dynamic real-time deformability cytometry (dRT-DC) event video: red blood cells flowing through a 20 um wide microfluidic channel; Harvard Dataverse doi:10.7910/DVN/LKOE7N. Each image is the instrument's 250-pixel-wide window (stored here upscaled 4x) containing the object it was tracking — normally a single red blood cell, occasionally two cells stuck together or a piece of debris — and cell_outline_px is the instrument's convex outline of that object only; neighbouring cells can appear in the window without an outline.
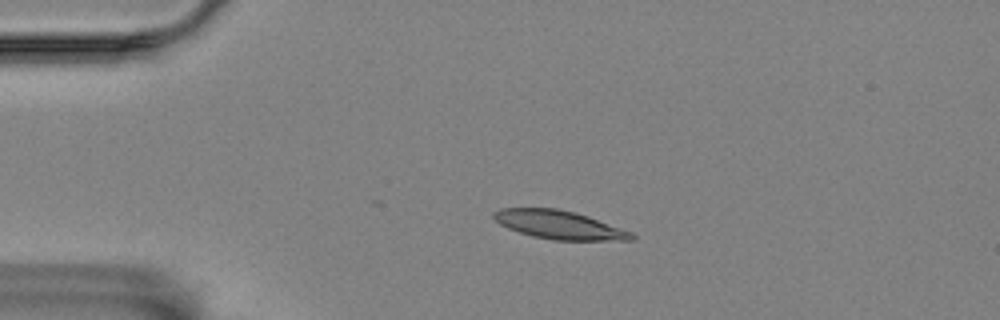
{"species": "Egyptian fruit bat (a non-hibernating species)", "species_latin": "Rousettus aegyptiacus", "temperature_condition": "room temperature", "stored_images_in_passage": 2, "camera_frame_rate_fps": 3000, "um_per_image_px": 0.085, "animal": {"sex": "female"}, "frame": {"image": 1, "passage_image": 1, "time_ms": 0.0, "image_size_px": [1000, 320], "cell_outline_px": [[636, 240], [552, 240], [532, 236], [508, 228], [500, 224], [492, 216], [492, 212], [500, 208], [556, 208], [588, 216], [632, 232], [636, 236]], "centroid_in_image_um": [47.53, 19.11], "position_along_channel_um": 37.5, "area_um2": 22.77}}